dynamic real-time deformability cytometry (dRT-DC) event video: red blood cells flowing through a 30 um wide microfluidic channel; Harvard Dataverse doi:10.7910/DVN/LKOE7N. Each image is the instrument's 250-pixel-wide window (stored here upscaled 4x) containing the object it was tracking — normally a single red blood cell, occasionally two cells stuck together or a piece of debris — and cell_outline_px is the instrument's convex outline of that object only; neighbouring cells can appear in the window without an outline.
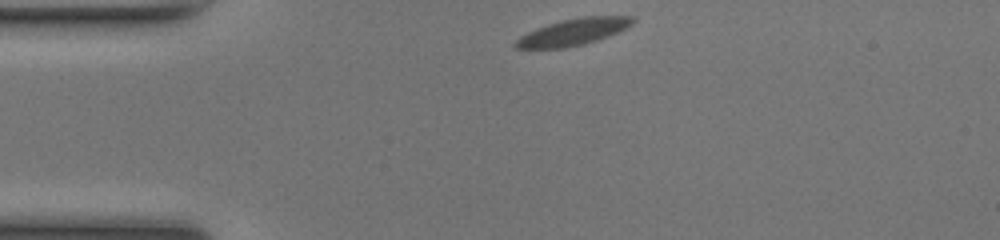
{"species": "common noctule bat (a hibernating species)", "species_latin": "Nyctalus noctula", "temperature_condition": "room temperature", "stored_images_in_passage": 41, "camera_frame_rate_fps": 3000, "um_per_image_px": 0.085, "animal": {"sex": "female", "body_mass_g": 17.0, "forearm_length_mm": 48.0}, "frame": {"image": 1, "passage_image": 1, "time_ms": 0.0, "image_size_px": [1000, 240], "cell_outline_px": [[636, 20], [632, 24], [608, 36], [584, 44], [564, 48], [516, 48], [516, 40], [520, 36], [528, 32], [548, 24], [564, 20], [584, 16], [632, 16]], "centroid_in_image_um": [48.75, 2.71], "position_along_channel_um": 36.3, "area_um2": 17.74}}
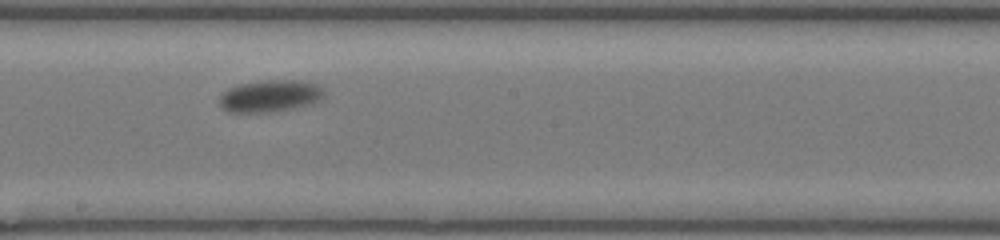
{"frame": {"image": 2, "passage_image": 18, "time_ms": 5.667, "image_size_px": [1000, 240], "cell_outline_px": [[324, 96], [320, 100], [312, 104], [264, 112], [228, 112], [220, 104], [220, 96], [228, 88], [236, 84], [260, 80], [304, 80], [316, 84], [324, 88]], "centroid_in_image_um": [22.97, 8.12], "position_along_channel_um": 225.2, "area_um2": 19.54}}
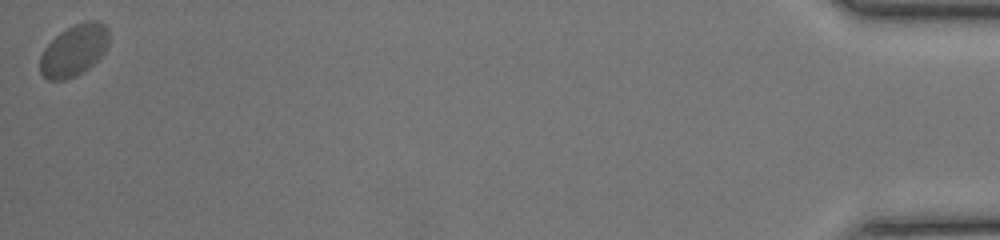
{"frame": {"image": 3, "passage_image": 41, "time_ms": 13.333, "image_size_px": [1000, 240], "cell_outline_px": [[108, 44], [104, 52], [88, 68], [76, 76], [64, 80], [48, 80], [40, 72], [40, 56], [44, 48], [60, 32], [76, 24], [88, 20], [96, 20], [104, 24], [108, 28]], "centroid_in_image_um": [6.28, 4.28], "position_along_channel_um": 428.9, "area_um2": 20.52}, "authors_computed_cell_mechanics": {"area_um2": 19.2474, "velocity_mm_per_s": 4.0058, "shape_relaxation_time_tau1_ms": 4.1769, "shape_relaxation_time_tau2_ms": null, "deformation_change_tau1": 0.1336, "deformation_change_tau2": null}}